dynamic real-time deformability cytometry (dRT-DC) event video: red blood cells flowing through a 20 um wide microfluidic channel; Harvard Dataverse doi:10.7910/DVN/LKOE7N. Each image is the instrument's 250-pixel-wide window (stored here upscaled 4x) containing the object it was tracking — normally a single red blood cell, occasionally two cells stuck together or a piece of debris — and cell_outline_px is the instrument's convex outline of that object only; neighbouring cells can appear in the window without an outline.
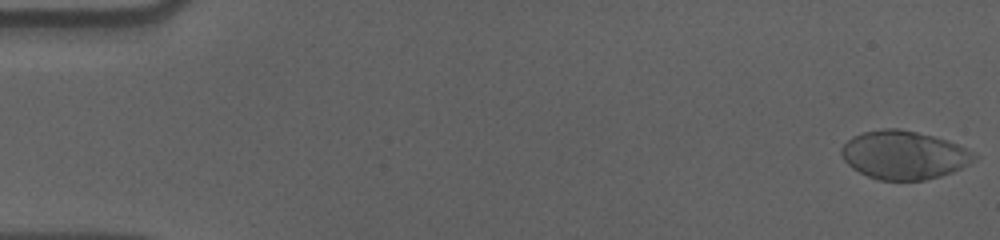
{"species": "human", "species_latin": "Homo sapiens", "temperature_condition": "cold", "stored_images_in_passage": 57, "camera_frame_rate_fps": 3000, "um_per_image_px": 0.085, "donor": {"sex": "male"}, "frame": {"image": 1, "passage_image": 1, "time_ms": 0.0, "image_size_px": [1000, 240], "cell_outline_px": [[980, 156], [968, 164], [952, 172], [940, 176], [924, 180], [880, 180], [868, 176], [852, 168], [844, 160], [840, 152], [840, 148], [852, 136], [864, 132], [884, 128], [900, 128], [948, 140], [976, 152]], "centroid_in_image_um": [76.85, 13.17], "position_along_channel_um": 8.2, "area_um2": 37.51}}
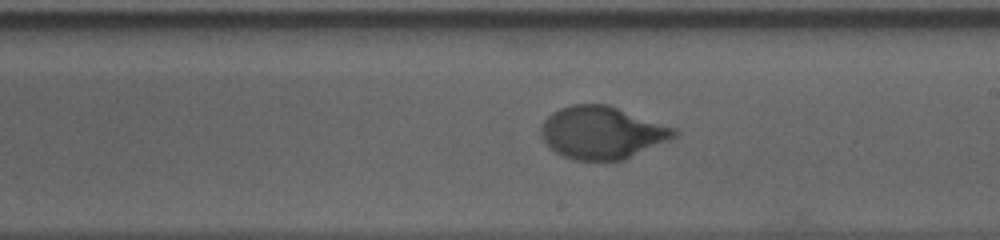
{"frame": {"image": 2, "passage_image": 33, "time_ms": 10.667, "image_size_px": [1000, 240], "cell_outline_px": [[680, 132], [676, 136], [668, 140], [624, 160], [576, 160], [560, 156], [544, 140], [540, 132], [540, 124], [552, 112], [560, 108], [572, 104], [608, 104], [676, 128]], "centroid_in_image_um": [51.16, 11.26], "position_along_channel_um": 237.8, "area_um2": 40.75}}
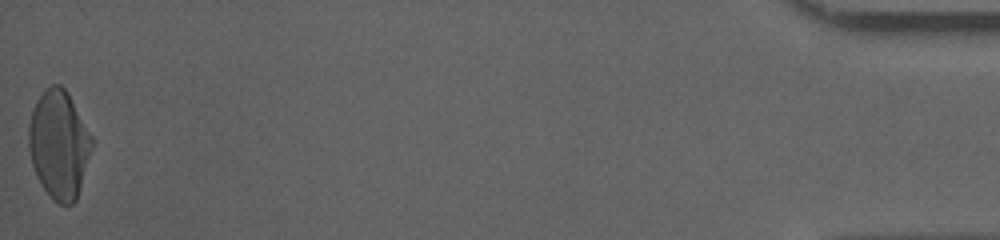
{"frame": {"image": 3, "passage_image": 57, "time_ms": 18.667, "image_size_px": [1000, 240], "cell_outline_px": [[92, 144], [80, 188], [76, 200], [72, 204], [60, 204], [52, 200], [36, 176], [32, 164], [28, 148], [28, 124], [36, 100], [52, 84], [60, 84], [68, 92], [92, 136]], "centroid_in_image_um": [4.99, 12.28], "position_along_channel_um": 430.2, "area_um2": 39.54}, "authors_computed_cell_mechanics": {"area_um2": 39.2462, "velocity_mm_per_s": 3.5844, "shape_relaxation_time_tau1_ms": 4.1837, "shape_relaxation_time_tau2_ms": null, "deformation_change_tau1": 0.1739, "deformation_change_tau2": null}}